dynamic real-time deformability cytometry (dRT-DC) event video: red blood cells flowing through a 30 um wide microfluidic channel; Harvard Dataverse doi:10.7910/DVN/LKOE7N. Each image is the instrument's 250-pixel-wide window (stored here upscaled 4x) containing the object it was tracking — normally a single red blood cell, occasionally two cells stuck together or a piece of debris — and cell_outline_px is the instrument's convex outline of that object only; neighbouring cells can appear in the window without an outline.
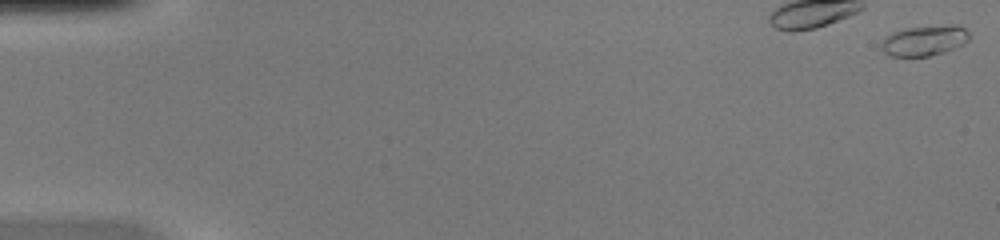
{"species": "common noctule bat (a hibernating species)", "species_latin": "Nyctalus noctula", "temperature_condition": "warm", "stored_images_in_passage": 20, "camera_frame_rate_fps": 3000, "um_per_image_px": 0.085, "animal": {"sex": "female", "body_mass_g": 20.0, "forearm_length_mm": 54.0}, "frame": {"image": 1, "passage_image": 1, "time_ms": 0.0, "image_size_px": [1000, 240], "cell_outline_px": [[968, 40], [964, 44], [944, 52], [928, 56], [888, 56], [880, 48], [880, 44], [884, 36], [892, 32], [904, 28], [948, 24], [956, 24], [964, 28], [968, 32]], "centroid_in_image_um": [78.53, 3.43], "position_along_channel_um": 6.5, "area_um2": 15.84}}